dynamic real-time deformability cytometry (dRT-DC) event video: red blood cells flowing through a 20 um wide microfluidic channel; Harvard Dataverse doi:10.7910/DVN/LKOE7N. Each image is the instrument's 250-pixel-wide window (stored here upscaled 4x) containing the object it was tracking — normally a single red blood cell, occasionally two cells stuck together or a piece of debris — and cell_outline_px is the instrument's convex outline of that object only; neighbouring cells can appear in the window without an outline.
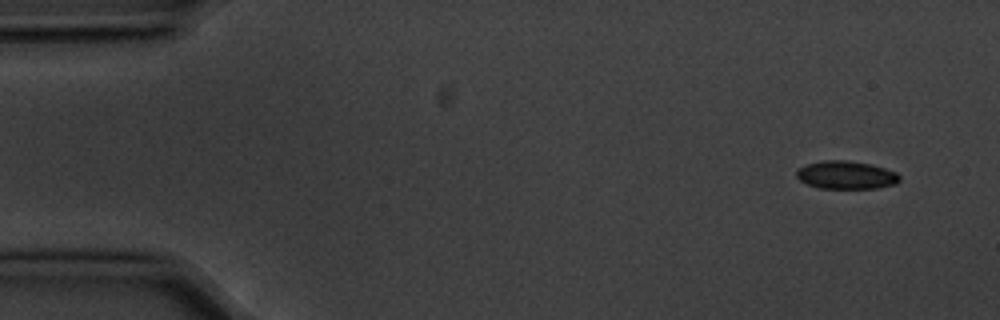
{"species": "common noctule bat (a hibernating species)", "species_latin": "Nyctalus noctula", "temperature_condition": "cold", "stored_images_in_passage": 6, "segment_of_instrument_passage": [2, 2], "camera_frame_rate_fps": 3000, "um_per_image_px": 0.085, "animal": {"sex": "male", "body_mass_g": 20.1, "forearm_length_mm": 53.5}, "frame": {"image": 1, "passage_image": 6, "time_ms": 1.667, "image_size_px": [1000, 320], "cell_outline_px": [[900, 180], [896, 184], [876, 188], [820, 188], [808, 184], [800, 180], [796, 176], [796, 172], [800, 168], [808, 164], [824, 160], [844, 160], [872, 164], [896, 172], [900, 176]], "centroid_in_image_um": [71.95, 14.87], "position_along_channel_um": 13.0, "area_um2": 16.7}}